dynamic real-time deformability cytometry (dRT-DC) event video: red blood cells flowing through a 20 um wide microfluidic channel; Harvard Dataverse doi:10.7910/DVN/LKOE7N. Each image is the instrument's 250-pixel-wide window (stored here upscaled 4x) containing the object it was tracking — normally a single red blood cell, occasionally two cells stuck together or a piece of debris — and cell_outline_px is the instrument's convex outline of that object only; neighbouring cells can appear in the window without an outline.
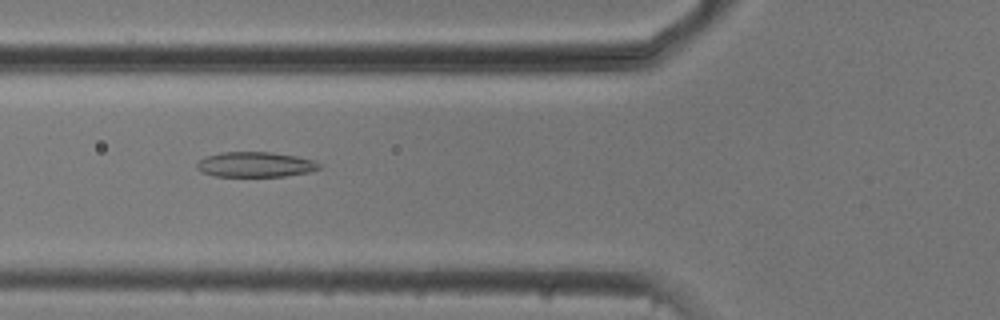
{"species": "common noctule bat (a hibernating species)", "species_latin": "Nyctalus noctula", "temperature_condition": "cold", "stored_images_in_passage": 16, "camera_frame_rate_fps": 3000, "um_per_image_px": 0.085, "animal": {"sex": "male", "body_mass_g": 20.5, "forearm_length_mm": 52.5}, "frame": {"image": 1, "passage_image": 7, "time_ms": 2.0, "image_size_px": [1000, 320], "cell_outline_px": [[320, 168], [308, 172], [284, 176], [212, 176], [200, 172], [196, 168], [196, 164], [204, 156], [220, 152], [272, 152], [296, 156], [312, 160], [320, 164]], "centroid_in_image_um": [21.63, 13.98], "position_along_channel_um": 104.2, "area_um2": 17.98}}
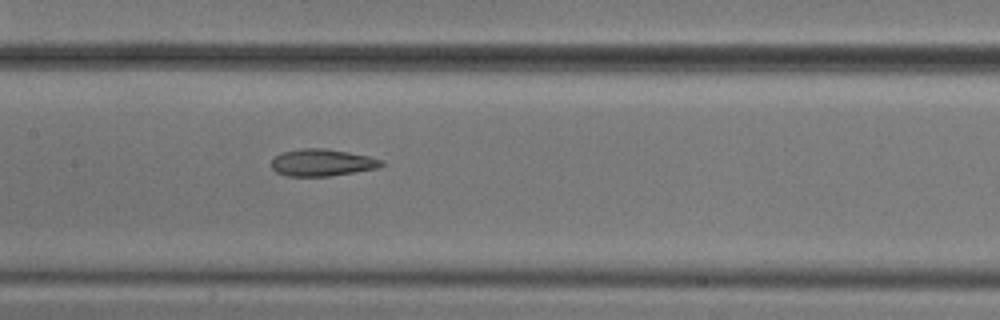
{"frame": {"image": 2, "passage_image": 13, "time_ms": 4.0, "image_size_px": [1000, 320], "cell_outline_px": [[384, 164], [376, 168], [328, 176], [288, 176], [276, 172], [272, 168], [272, 160], [280, 152], [304, 148], [324, 148], [348, 152], [368, 156], [384, 160]], "centroid_in_image_um": [27.36, 13.81], "position_along_channel_um": 180.0, "area_um2": 17.17}}
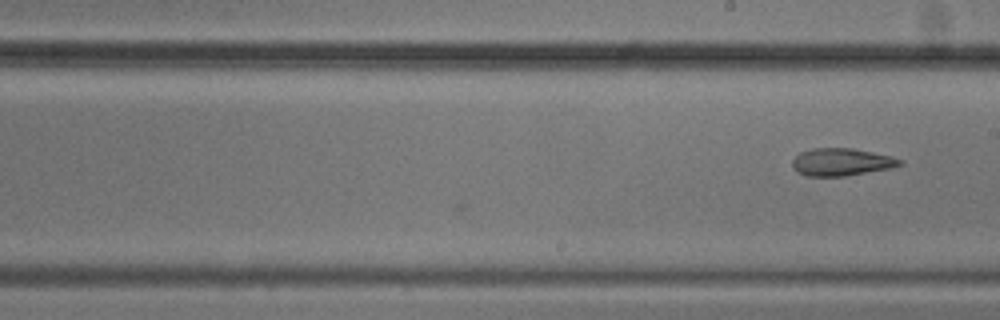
{"frame": {"image": 3, "passage_image": 16, "time_ms": 5.0, "image_size_px": [1000, 320], "cell_outline_px": [[904, 164], [888, 168], [844, 176], [808, 176], [796, 172], [792, 168], [792, 160], [800, 152], [812, 148], [852, 148], [892, 156], [904, 160]], "centroid_in_image_um": [71.5, 13.76], "position_along_channel_um": 217.5, "area_um2": 17.22}}